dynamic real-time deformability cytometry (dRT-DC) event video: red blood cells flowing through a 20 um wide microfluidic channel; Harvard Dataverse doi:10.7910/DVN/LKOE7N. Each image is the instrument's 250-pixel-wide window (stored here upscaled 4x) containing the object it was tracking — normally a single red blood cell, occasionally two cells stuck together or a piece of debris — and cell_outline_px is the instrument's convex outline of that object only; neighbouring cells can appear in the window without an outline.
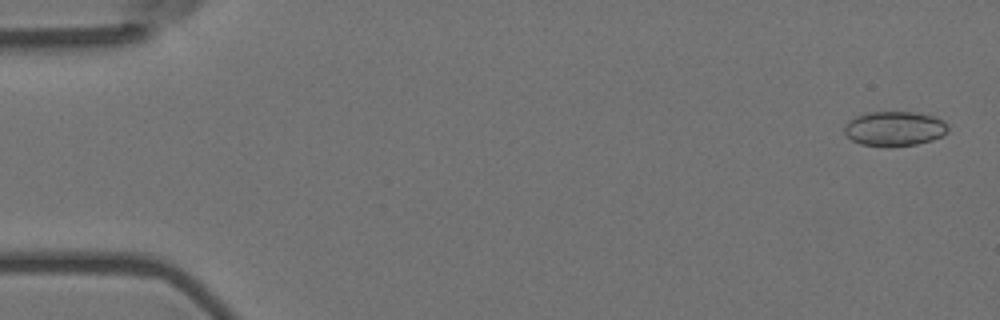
{"species": "Egyptian fruit bat (a non-hibernating species)", "species_latin": "Rousettus aegyptiacus", "temperature_condition": "room temperature", "stored_images_in_passage": 4, "camera_frame_rate_fps": 3000, "um_per_image_px": 0.085, "animal": {"sex": "female"}, "frame": {"image": 1, "passage_image": 2, "time_ms": 0.333, "image_size_px": [1000, 320], "cell_outline_px": [[948, 132], [932, 140], [916, 144], [884, 148], [860, 144], [852, 140], [844, 132], [844, 124], [848, 120], [856, 116], [868, 112], [916, 112], [932, 116], [944, 120], [948, 124]], "centroid_in_image_um": [76.01, 10.94], "position_along_channel_um": 9.0, "area_um2": 21.27}}